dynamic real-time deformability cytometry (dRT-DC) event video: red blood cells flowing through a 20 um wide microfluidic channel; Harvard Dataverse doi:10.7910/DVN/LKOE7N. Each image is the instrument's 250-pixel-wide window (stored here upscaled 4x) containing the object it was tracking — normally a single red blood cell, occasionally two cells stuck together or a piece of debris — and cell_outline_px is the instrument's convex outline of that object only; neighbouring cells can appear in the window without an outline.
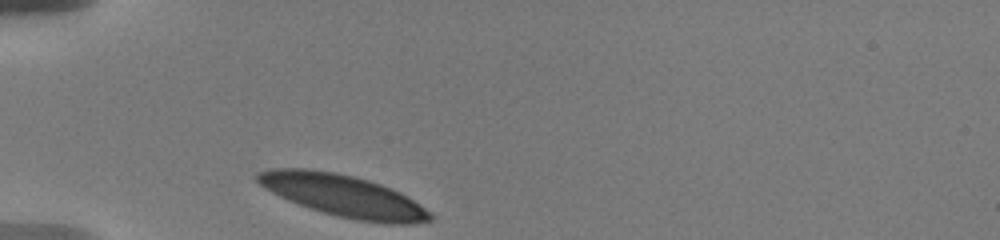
{"species": "human", "species_latin": "Homo sapiens", "temperature_condition": "warm", "stored_images_in_passage": 32, "camera_frame_rate_fps": 3000, "um_per_image_px": 0.085, "donor": {"sex": "male"}, "frame": {"image": 1, "passage_image": 1, "time_ms": 0.0, "image_size_px": [1000, 240], "cell_outline_px": [[436, 216], [432, 220], [412, 224], [384, 224], [356, 220], [324, 212], [288, 200], [264, 188], [256, 180], [256, 172], [268, 168], [308, 168], [336, 172], [368, 180], [380, 184], [400, 192], [408, 196], [432, 212]], "centroid_in_image_um": [29.22, 16.63], "position_along_channel_um": 55.8, "area_um2": 42.31}}
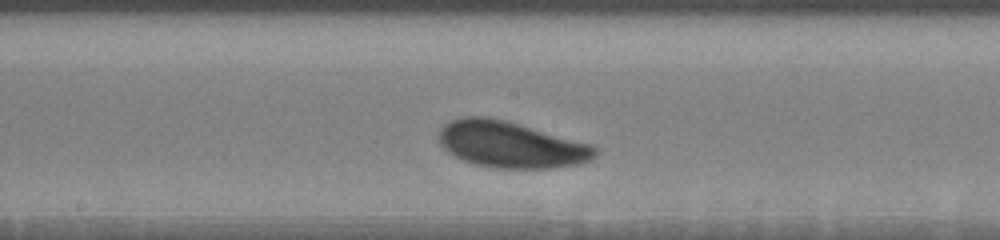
{"frame": {"image": 2, "passage_image": 15, "time_ms": 4.667, "image_size_px": [1000, 240], "cell_outline_px": [[600, 152], [596, 156], [588, 160], [576, 164], [552, 168], [496, 168], [476, 164], [464, 160], [448, 152], [440, 144], [440, 128], [448, 120], [464, 116], [488, 116], [508, 120], [592, 144]], "centroid_in_image_um": [43.43, 12.26], "position_along_channel_um": 204.8, "area_um2": 42.37}}
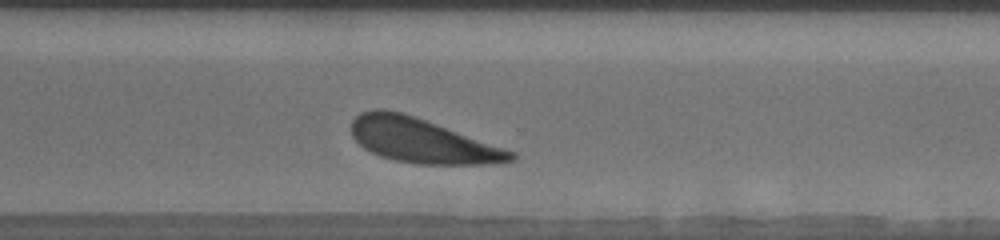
{"frame": {"image": 3, "passage_image": 26, "time_ms": 8.333, "image_size_px": [1000, 240], "cell_outline_px": [[516, 160], [484, 164], [420, 164], [392, 160], [380, 156], [364, 148], [352, 136], [352, 120], [360, 112], [376, 108], [384, 108], [400, 112], [436, 124], [516, 152]], "centroid_in_image_um": [35.84, 11.96], "position_along_channel_um": 334.8, "area_um2": 40.81}, "authors_computed_cell_mechanics": {"area_um2": 41.5871, "velocity_mm_per_s": 3.5491, "shape_relaxation_time_tau1_ms": 1.0766, "shape_relaxation_time_tau2_ms": null, "deformation_change_tau1": 0.0751, "deformation_change_tau2": null}}